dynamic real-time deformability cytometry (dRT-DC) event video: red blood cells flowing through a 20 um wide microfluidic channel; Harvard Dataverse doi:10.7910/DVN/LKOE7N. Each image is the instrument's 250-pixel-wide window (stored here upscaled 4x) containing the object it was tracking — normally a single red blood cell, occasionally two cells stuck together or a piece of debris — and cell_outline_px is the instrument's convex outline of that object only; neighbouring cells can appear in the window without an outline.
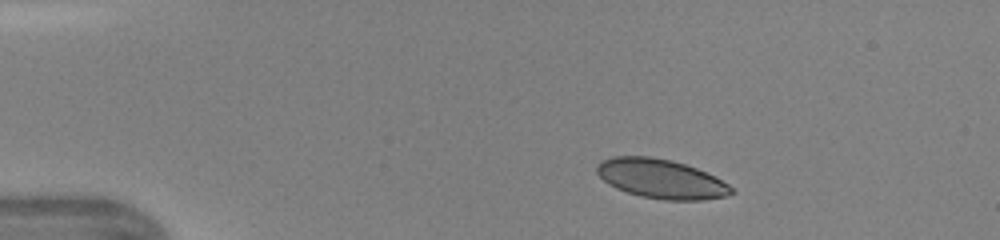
{"species": "human", "species_latin": "Homo sapiens", "temperature_condition": "warm", "stored_images_in_passage": 38, "camera_frame_rate_fps": 3000, "um_per_image_px": 0.085, "donor": {"sex": "female"}, "frame": {"image": 1, "passage_image": 1, "time_ms": 0.0, "image_size_px": [1000, 240], "cell_outline_px": [[736, 192], [724, 196], [700, 200], [664, 200], [640, 196], [616, 188], [608, 184], [596, 172], [596, 168], [604, 160], [612, 156], [648, 156], [668, 160], [684, 164], [696, 168], [728, 184]], "centroid_in_image_um": [56.17, 15.21], "position_along_channel_um": 28.8, "area_um2": 30.29}}
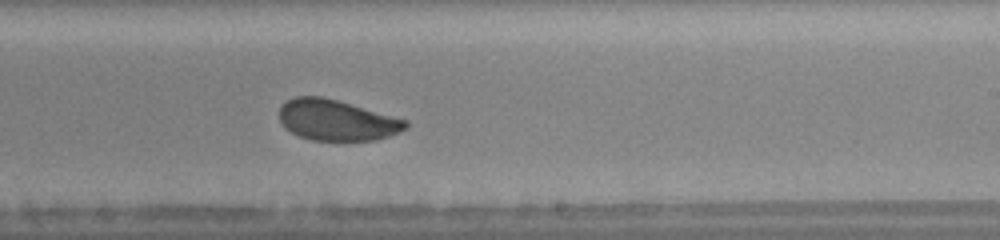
{"frame": {"image": 2, "passage_image": 21, "time_ms": 6.667, "image_size_px": [1000, 240], "cell_outline_px": [[408, 128], [388, 136], [376, 140], [312, 140], [300, 136], [284, 128], [280, 120], [280, 108], [288, 100], [296, 96], [320, 96], [336, 100], [408, 120]], "centroid_in_image_um": [28.62, 10.22], "position_along_channel_um": 260.4, "area_um2": 29.71}}
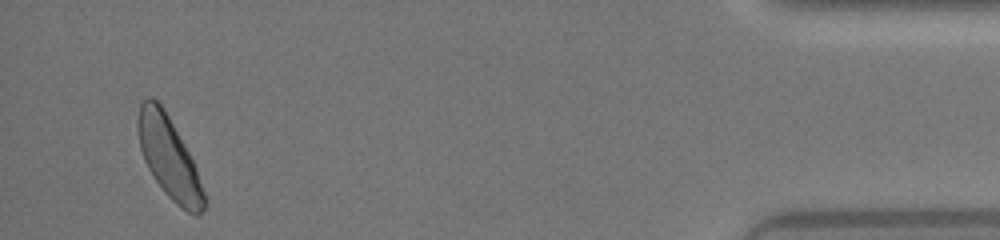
{"frame": {"image": 3, "passage_image": 36, "time_ms": 11.667, "image_size_px": [1000, 240], "cell_outline_px": [[208, 204], [200, 216], [196, 216], [188, 212], [176, 204], [164, 192], [148, 168], [144, 160], [140, 148], [140, 104], [148, 96], [156, 100], [164, 108], [184, 144], [196, 168], [208, 200]], "centroid_in_image_um": [14.44, 13.5], "position_along_channel_um": 420.8, "area_um2": 30.81}}